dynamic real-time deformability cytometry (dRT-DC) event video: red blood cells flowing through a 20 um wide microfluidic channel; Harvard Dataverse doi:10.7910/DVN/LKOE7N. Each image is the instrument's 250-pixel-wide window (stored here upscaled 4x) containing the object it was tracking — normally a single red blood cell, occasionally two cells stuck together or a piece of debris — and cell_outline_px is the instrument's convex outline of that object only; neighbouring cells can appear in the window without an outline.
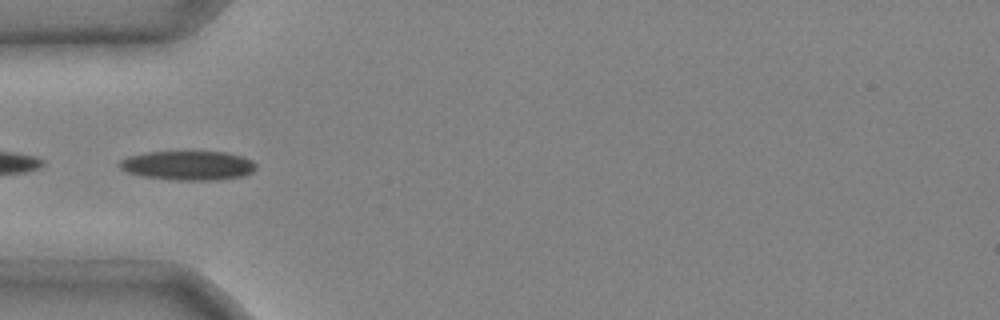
{"species": "common noctule bat (a hibernating species)", "species_latin": "Nyctalus noctula", "temperature_condition": "cold", "stored_images_in_passage": 6, "camera_frame_rate_fps": 3000, "um_per_image_px": 0.085, "animal": {"sex": "male", "body_mass_g": 20.4}, "frame": {"image": 1, "passage_image": 4, "time_ms": 1.0, "image_size_px": [1000, 320], "cell_outline_px": [[256, 168], [252, 172], [244, 176], [216, 180], [176, 180], [144, 176], [128, 172], [120, 168], [116, 164], [120, 160], [128, 156], [144, 152], [224, 152], [240, 156], [252, 160], [256, 164]], "centroid_in_image_um": [15.97, 14.06], "position_along_channel_um": 69.0, "area_um2": 23.24}}
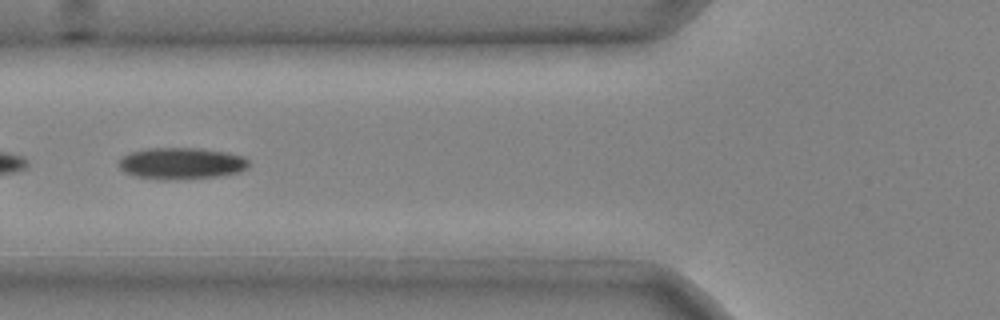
{"frame": {"image": 2, "passage_image": 5, "time_ms": 1.333, "image_size_px": [1000, 320], "cell_outline_px": [[248, 168], [240, 172], [220, 176], [172, 180], [156, 180], [136, 176], [124, 172], [116, 164], [116, 160], [128, 152], [148, 148], [200, 148], [228, 152], [244, 156], [248, 160]], "centroid_in_image_um": [15.38, 13.89], "position_along_channel_um": 110.4, "area_um2": 24.51}}
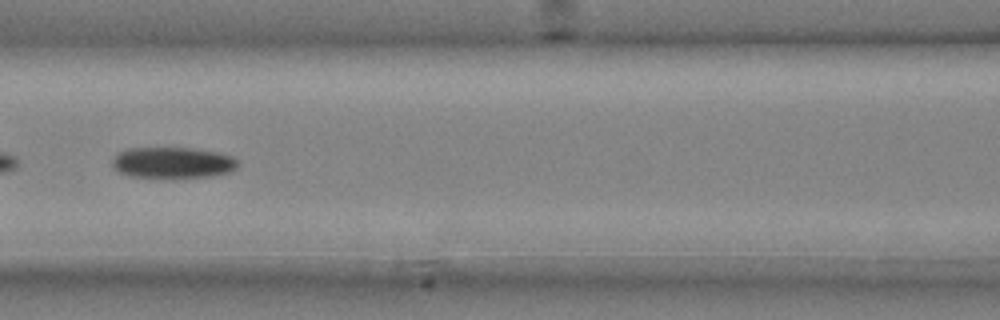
{"frame": {"image": 3, "passage_image": 6, "time_ms": 1.667, "image_size_px": [1000, 320], "cell_outline_px": [[240, 164], [232, 172], [212, 176], [180, 180], [152, 180], [132, 176], [120, 172], [112, 168], [112, 156], [116, 152], [128, 148], [192, 148], [216, 152], [232, 156]], "centroid_in_image_um": [14.65, 13.88], "position_along_channel_um": 152.0, "area_um2": 24.1}}